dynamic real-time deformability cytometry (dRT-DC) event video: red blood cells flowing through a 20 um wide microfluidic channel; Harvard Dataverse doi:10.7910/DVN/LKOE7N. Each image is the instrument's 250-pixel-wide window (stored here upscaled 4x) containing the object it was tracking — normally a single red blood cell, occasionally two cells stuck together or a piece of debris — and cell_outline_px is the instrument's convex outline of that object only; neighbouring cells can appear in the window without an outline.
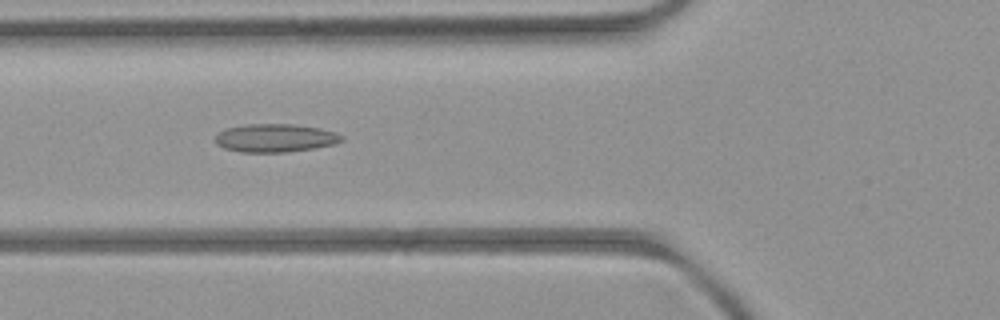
{"species": "common noctule bat (a hibernating species)", "species_latin": "Nyctalus noctula", "temperature_condition": "room temperature", "stored_images_in_passage": 3, "camera_frame_rate_fps": 3000, "um_per_image_px": 0.085, "animal": {"sex": "female", "body_mass_g": 21.9}, "frame": {"image": 1, "passage_image": 3, "time_ms": 2.333, "image_size_px": [1000, 320], "cell_outline_px": [[344, 140], [336, 144], [316, 148], [284, 152], [240, 152], [224, 148], [216, 144], [216, 136], [220, 132], [228, 128], [248, 124], [292, 124], [320, 128], [336, 132], [344, 136]], "centroid_in_image_um": [23.45, 11.73], "position_along_channel_um": 102.3, "area_um2": 20.81}}